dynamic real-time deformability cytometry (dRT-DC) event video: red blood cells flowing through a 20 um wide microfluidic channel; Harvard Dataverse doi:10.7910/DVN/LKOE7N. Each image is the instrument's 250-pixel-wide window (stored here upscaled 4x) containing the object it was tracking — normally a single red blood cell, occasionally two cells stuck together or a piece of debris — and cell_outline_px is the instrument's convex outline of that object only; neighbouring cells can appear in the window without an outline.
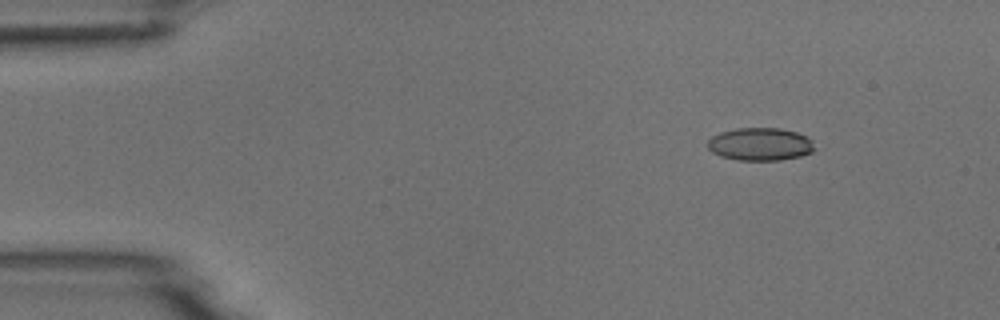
{"species": "common noctule bat (a hibernating species)", "species_latin": "Nyctalus noctula", "temperature_condition": "room temperature", "stored_images_in_passage": 9, "camera_frame_rate_fps": 3000, "um_per_image_px": 0.085, "animal": {"sex": "male", "body_mass_g": 18.8}, "frame": {"image": 1, "passage_image": 2, "time_ms": 1.0, "image_size_px": [1000, 320], "cell_outline_px": [[816, 148], [812, 152], [800, 156], [780, 160], [736, 160], [720, 156], [712, 152], [708, 148], [708, 140], [712, 136], [720, 132], [736, 128], [780, 128], [796, 132], [808, 136], [812, 140]], "centroid_in_image_um": [64.63, 12.25], "position_along_channel_um": 20.4, "area_um2": 20.63}}
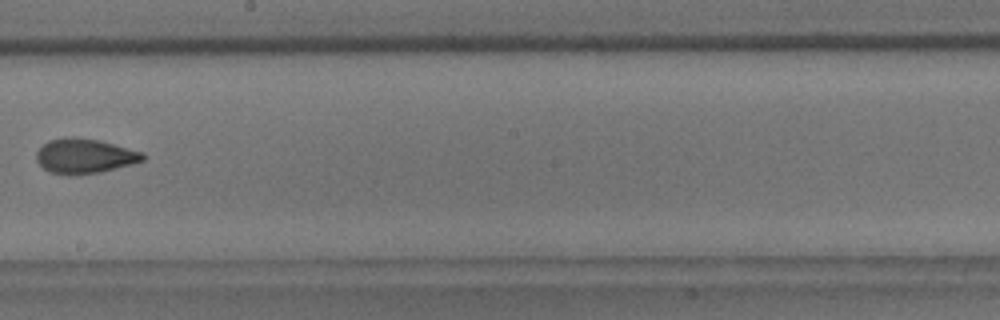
{"frame": {"image": 2, "passage_image": 8, "time_ms": 9.0, "image_size_px": [1000, 320], "cell_outline_px": [[144, 160], [132, 164], [100, 172], [68, 176], [48, 172], [36, 160], [36, 152], [48, 140], [64, 136], [72, 136], [100, 140], [144, 152]], "centroid_in_image_um": [7.17, 13.26], "position_along_channel_um": 241.0, "area_um2": 21.85}}
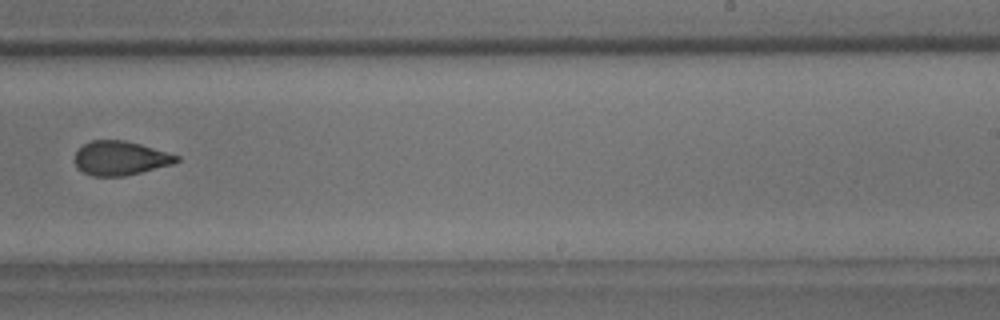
{"frame": {"image": 3, "passage_image": 9, "time_ms": 10.0, "image_size_px": [1000, 320], "cell_outline_px": [[180, 160], [172, 164], [124, 176], [92, 176], [76, 168], [72, 160], [76, 152], [84, 144], [92, 140], [124, 140], [140, 144], [180, 156]], "centroid_in_image_um": [10.18, 13.44], "position_along_channel_um": 278.8, "area_um2": 20.23}}